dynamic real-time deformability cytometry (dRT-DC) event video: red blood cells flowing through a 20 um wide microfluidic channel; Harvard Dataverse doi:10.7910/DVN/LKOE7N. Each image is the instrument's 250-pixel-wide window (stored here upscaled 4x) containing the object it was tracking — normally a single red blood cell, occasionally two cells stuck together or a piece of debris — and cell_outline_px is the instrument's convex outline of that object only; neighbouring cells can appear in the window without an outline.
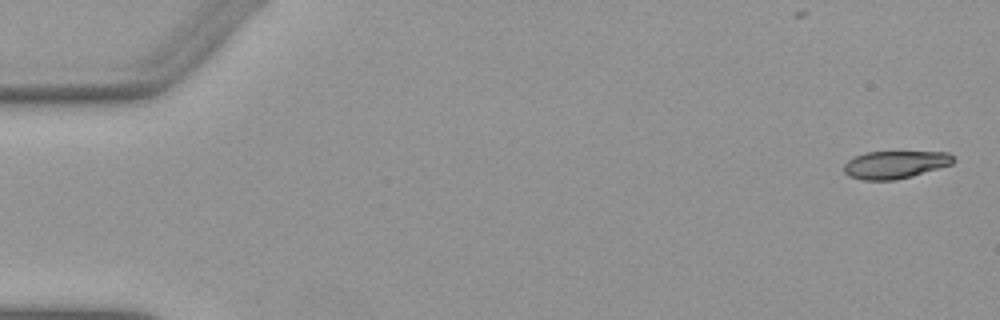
{"species": "Egyptian fruit bat (a non-hibernating species)", "species_latin": "Rousettus aegyptiacus", "temperature_condition": "warm", "stored_images_in_passage": 52, "camera_frame_rate_fps": 3000, "um_per_image_px": 0.085, "animal": {"sex": "female"}, "frame": {"image": 1, "passage_image": 1, "time_ms": 0.0, "image_size_px": [1000, 320], "cell_outline_px": [[956, 160], [952, 164], [912, 176], [896, 180], [860, 180], [848, 176], [844, 172], [844, 164], [848, 160], [864, 152], [948, 152]], "centroid_in_image_um": [76.06, 14.0], "position_along_channel_um": 8.9, "area_um2": 17.69}}
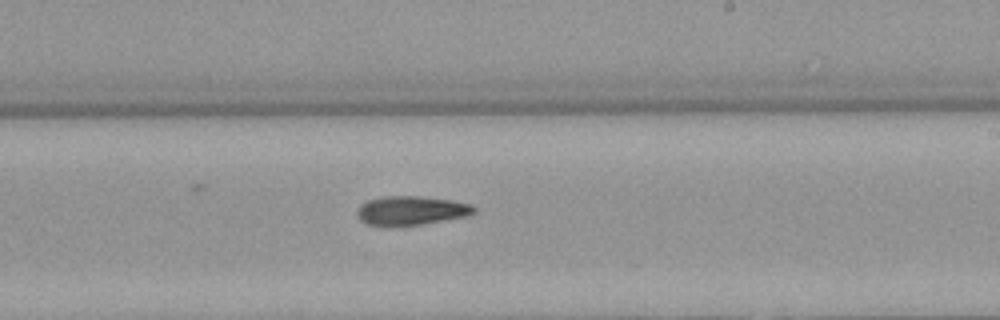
{"frame": {"image": 2, "passage_image": 31, "time_ms": 10.0, "image_size_px": [1000, 320], "cell_outline_px": [[476, 212], [468, 216], [420, 224], [388, 228], [364, 224], [356, 216], [356, 208], [360, 204], [368, 200], [384, 196], [420, 196], [452, 200], [472, 204], [476, 208]], "centroid_in_image_um": [34.88, 17.92], "position_along_channel_um": 254.1, "area_um2": 20.4}}
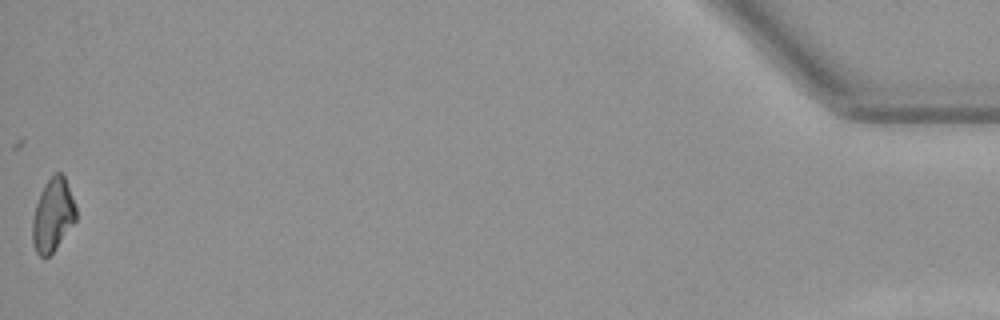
{"frame": {"image": 3, "passage_image": 52, "time_ms": 17.0, "image_size_px": [1000, 320], "cell_outline_px": [[76, 220], [56, 248], [48, 256], [40, 256], [36, 252], [32, 240], [32, 220], [36, 204], [40, 192], [48, 180], [56, 172], [60, 172], [64, 176], [76, 208]], "centroid_in_image_um": [4.48, 18.29], "position_along_channel_um": 430.7, "area_um2": 18.21}, "authors_computed_cell_mechanics": {"area_um2": 19.2474, "velocity_mm_per_s": 3.9072, "shape_relaxation_time_tau1_ms": 10.135, "shape_relaxation_time_tau2_ms": null, "deformation_change_tau1": 0.2511, "deformation_change_tau2": null}}